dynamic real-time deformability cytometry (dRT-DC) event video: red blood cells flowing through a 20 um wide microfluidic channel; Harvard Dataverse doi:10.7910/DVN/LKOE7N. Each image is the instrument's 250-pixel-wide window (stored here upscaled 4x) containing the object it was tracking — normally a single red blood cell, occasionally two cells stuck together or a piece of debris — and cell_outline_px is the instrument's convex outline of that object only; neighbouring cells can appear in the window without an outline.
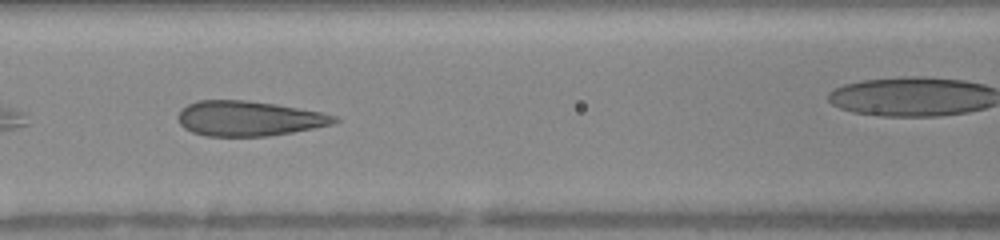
{"species": "human", "species_latin": "Homo sapiens", "temperature_condition": "warm", "stored_images_in_passage": 19, "camera_frame_rate_fps": 3000, "um_per_image_px": 0.085, "donor": {"sex": "female"}, "frame": {"image": 1, "passage_image": 14, "time_ms": 4.333, "image_size_px": [1000, 240], "cell_outline_px": [[340, 120], [332, 124], [292, 132], [268, 136], [204, 136], [192, 132], [184, 128], [180, 124], [176, 116], [188, 104], [196, 100], [244, 100], [276, 104], [324, 112], [336, 116]], "centroid_in_image_um": [21.14, 10.07], "position_along_channel_um": 145.5, "area_um2": 31.96}}